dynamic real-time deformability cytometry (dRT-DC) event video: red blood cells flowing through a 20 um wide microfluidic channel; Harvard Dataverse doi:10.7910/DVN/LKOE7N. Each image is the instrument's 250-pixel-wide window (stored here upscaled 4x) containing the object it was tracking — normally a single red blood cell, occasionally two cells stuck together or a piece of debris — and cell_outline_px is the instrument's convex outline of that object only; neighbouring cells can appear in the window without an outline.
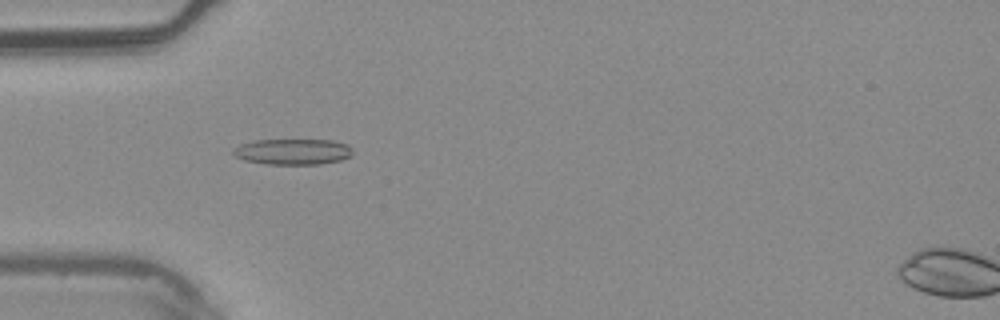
{"species": "common noctule bat (a hibernating species)", "species_latin": "Nyctalus noctula", "temperature_condition": "warm", "stored_images_in_passage": 5, "camera_frame_rate_fps": 3000, "um_per_image_px": 0.085, "animal": {"sex": "male", "body_mass_g": 20.4}, "frame": {"image": 1, "passage_image": 5, "time_ms": 1.333, "image_size_px": [1000, 320], "cell_outline_px": [[352, 156], [340, 160], [320, 164], [264, 164], [244, 160], [236, 156], [232, 152], [232, 148], [240, 144], [256, 140], [332, 140], [348, 144], [352, 148]], "centroid_in_image_um": [24.89, 12.89], "position_along_channel_um": 60.1, "area_um2": 18.09}}